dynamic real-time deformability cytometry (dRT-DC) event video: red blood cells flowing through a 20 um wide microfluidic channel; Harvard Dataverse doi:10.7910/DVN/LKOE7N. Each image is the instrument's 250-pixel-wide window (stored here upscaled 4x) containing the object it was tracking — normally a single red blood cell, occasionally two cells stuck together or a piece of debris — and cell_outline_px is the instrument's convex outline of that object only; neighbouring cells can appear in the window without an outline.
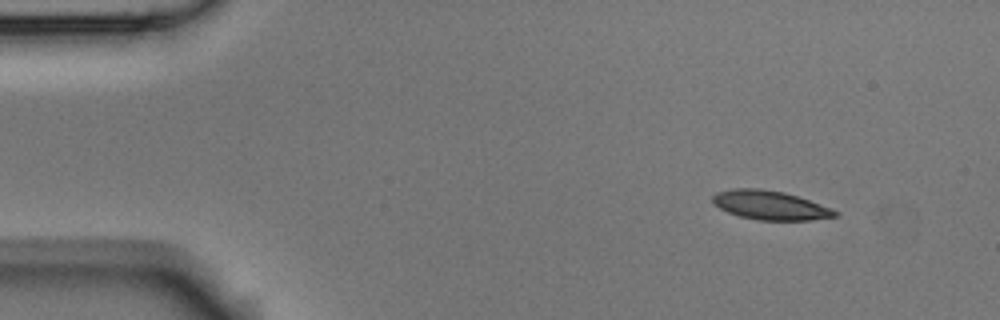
{"species": "Egyptian fruit bat (a non-hibernating species)", "species_latin": "Rousettus aegyptiacus", "temperature_condition": "room temperature", "stored_images_in_passage": 48, "camera_frame_rate_fps": 3000, "um_per_image_px": 0.085, "animal": {"sex": "male"}, "frame": {"image": 1, "passage_image": 1, "time_ms": 0.0, "image_size_px": [1000, 320], "cell_outline_px": [[840, 216], [812, 220], [760, 220], [740, 216], [728, 212], [712, 204], [712, 196], [716, 192], [732, 188], [760, 188], [784, 192], [832, 208], [840, 212]], "centroid_in_image_um": [65.47, 17.44], "position_along_channel_um": 19.5, "area_um2": 20.81}}
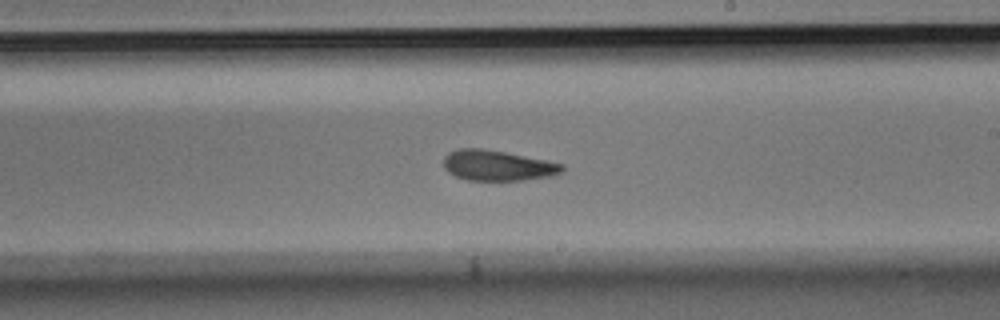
{"frame": {"image": 2, "passage_image": 26, "time_ms": 8.333, "image_size_px": [1000, 320], "cell_outline_px": [[564, 172], [552, 176], [524, 180], [468, 180], [456, 176], [448, 172], [444, 168], [444, 156], [448, 152], [460, 148], [480, 148], [504, 152], [548, 160], [564, 164]], "centroid_in_image_um": [42.32, 14.07], "position_along_channel_um": 246.7, "area_um2": 21.15}}
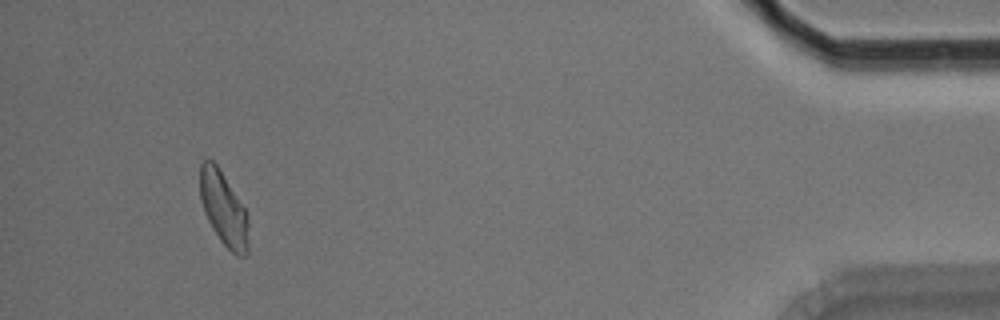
{"frame": {"image": 3, "passage_image": 45, "time_ms": 14.667, "image_size_px": [1000, 320], "cell_outline_px": [[248, 252], [244, 256], [236, 256], [220, 240], [212, 228], [204, 212], [200, 200], [200, 164], [204, 160], [212, 160], [216, 164], [244, 208], [248, 224]], "centroid_in_image_um": [18.99, 17.77], "position_along_channel_um": 416.2, "area_um2": 20.52}, "authors_computed_cell_mechanics": {"area_um2": 21.2126, "velocity_mm_per_s": 3.7593, "shape_relaxation_time_tau1_ms": 5.3601, "shape_relaxation_time_tau2_ms": 3.5973, "deformation_change_tau1": 0.144, "deformation_change_tau2": 0.1032}}